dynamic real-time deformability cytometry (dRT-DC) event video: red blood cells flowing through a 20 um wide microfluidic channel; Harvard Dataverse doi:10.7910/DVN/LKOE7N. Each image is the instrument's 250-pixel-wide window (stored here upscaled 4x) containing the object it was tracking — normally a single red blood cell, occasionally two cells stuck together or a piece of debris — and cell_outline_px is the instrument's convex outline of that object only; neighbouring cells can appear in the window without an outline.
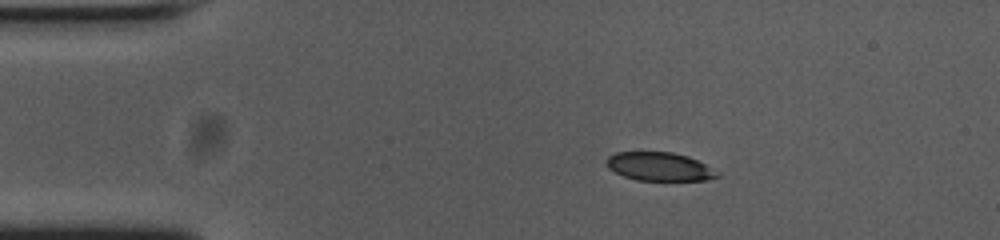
{"species": "common noctule bat (a hibernating species)", "species_latin": "Nyctalus noctula", "temperature_condition": "cold", "stored_images_in_passage": 46, "camera_frame_rate_fps": 3000, "um_per_image_px": 0.085, "animal": {"sex": "female", "body_mass_g": 23.0, "forearm_length_mm": 53.4}, "frame": {"image": 1, "passage_image": 1, "time_ms": 0.0, "image_size_px": [1000, 240], "cell_outline_px": [[724, 176], [708, 180], [636, 180], [624, 176], [608, 168], [604, 160], [608, 156], [616, 152], [672, 152], [688, 156], [720, 172]], "centroid_in_image_um": [56.07, 14.16], "position_along_channel_um": 28.9, "area_um2": 18.55}}
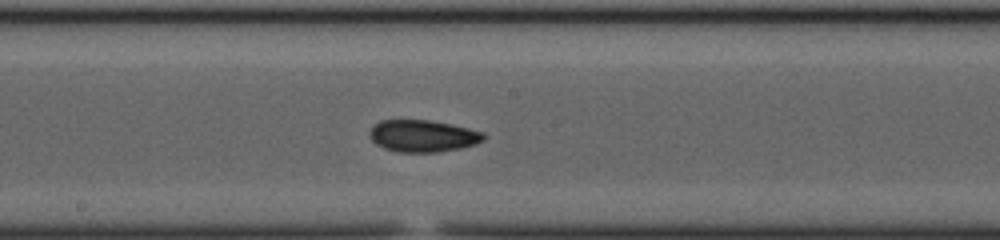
{"frame": {"image": 2, "passage_image": 20, "time_ms": 6.333, "image_size_px": [1000, 240], "cell_outline_px": [[484, 140], [476, 144], [460, 148], [440, 152], [400, 152], [384, 148], [376, 144], [372, 140], [368, 132], [380, 120], [428, 120], [468, 128], [484, 132]], "centroid_in_image_um": [35.94, 11.56], "position_along_channel_um": 212.3, "area_um2": 21.1}}
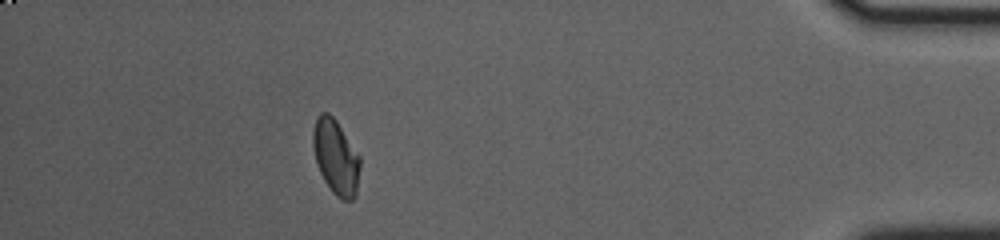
{"frame": {"image": 3, "passage_image": 40, "time_ms": 13.0, "image_size_px": [1000, 240], "cell_outline_px": [[360, 168], [356, 196], [352, 200], [344, 200], [336, 196], [332, 192], [324, 180], [320, 172], [316, 160], [312, 144], [312, 132], [316, 120], [320, 112], [328, 112], [336, 120], [360, 156]], "centroid_in_image_um": [28.55, 13.35], "position_along_channel_um": 406.6, "area_um2": 20.52}, "authors_computed_cell_mechanics": {"area_um2": 20.6346, "velocity_mm_per_s": 3.7352, "shape_relaxation_time_tau1_ms": 7.3194, "shape_relaxation_time_tau2_ms": 3.7336, "deformation_change_tau1": 0.1595, "deformation_change_tau2": 0.0752}}